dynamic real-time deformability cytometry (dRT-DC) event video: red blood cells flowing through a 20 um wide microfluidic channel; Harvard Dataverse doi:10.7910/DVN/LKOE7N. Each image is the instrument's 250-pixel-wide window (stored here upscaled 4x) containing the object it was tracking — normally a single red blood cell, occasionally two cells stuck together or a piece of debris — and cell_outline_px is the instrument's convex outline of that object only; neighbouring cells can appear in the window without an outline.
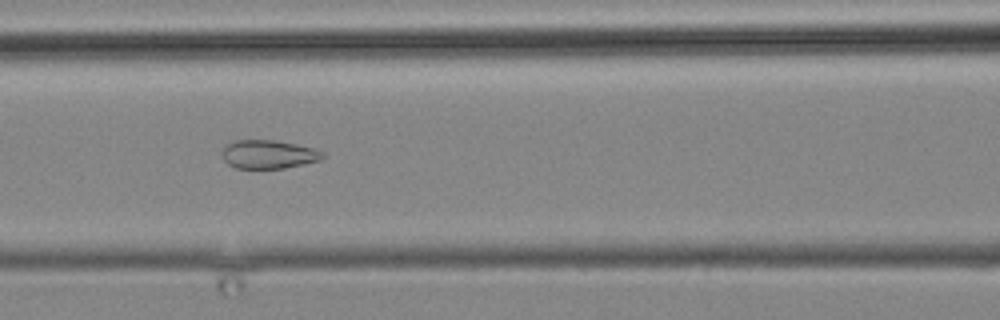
{"species": "common noctule bat (a hibernating species)", "species_latin": "Nyctalus noctula", "temperature_condition": "cold", "stored_images_in_passage": 16, "camera_frame_rate_fps": 3000, "um_per_image_px": 0.085, "animal": {"sex": "male", "body_mass_g": 19.2, "forearm_length_mm": 51.8}, "frame": {"image": 1, "passage_image": 12, "time_ms": 12.667, "image_size_px": [1000, 320], "cell_outline_px": [[324, 156], [320, 160], [304, 164], [284, 168], [236, 168], [228, 164], [224, 160], [220, 152], [232, 140], [276, 140], [316, 148], [324, 152]], "centroid_in_image_um": [22.83, 13.11], "position_along_channel_um": 143.8, "area_um2": 16.88}}
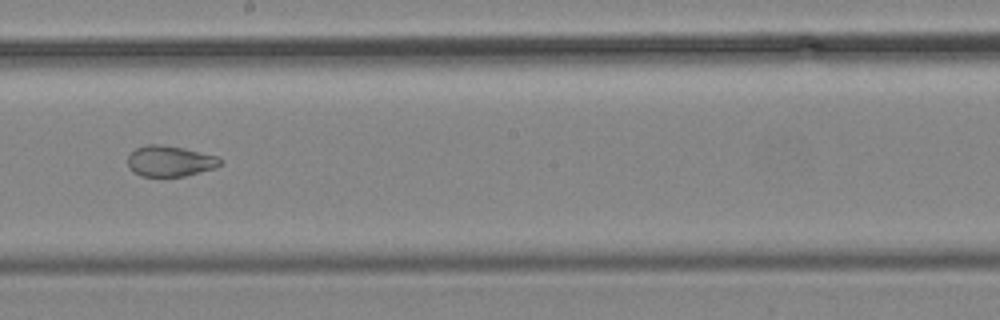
{"frame": {"image": 2, "passage_image": 14, "time_ms": 15.333, "image_size_px": [1000, 320], "cell_outline_px": [[224, 160], [220, 164], [212, 168], [184, 176], [140, 176], [132, 172], [128, 168], [128, 156], [136, 148], [148, 144], [160, 144], [184, 148], [216, 156]], "centroid_in_image_um": [14.4, 13.69], "position_along_channel_um": 233.8, "area_um2": 16.47}}
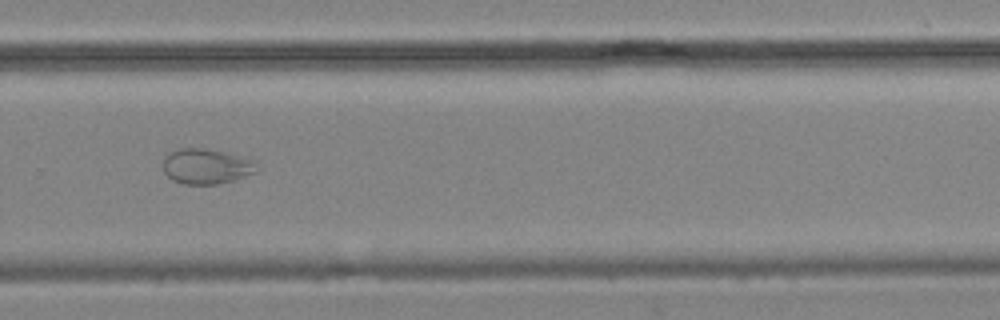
{"frame": {"image": 3, "passage_image": 16, "time_ms": 17.667, "image_size_px": [1000, 320], "cell_outline_px": [[256, 164], [252, 172], [232, 180], [216, 184], [184, 184], [172, 180], [164, 172], [164, 156], [168, 152], [176, 148], [208, 148], [228, 152], [256, 160]], "centroid_in_image_um": [17.48, 14.1], "position_along_channel_um": 312.3, "area_um2": 19.25}}